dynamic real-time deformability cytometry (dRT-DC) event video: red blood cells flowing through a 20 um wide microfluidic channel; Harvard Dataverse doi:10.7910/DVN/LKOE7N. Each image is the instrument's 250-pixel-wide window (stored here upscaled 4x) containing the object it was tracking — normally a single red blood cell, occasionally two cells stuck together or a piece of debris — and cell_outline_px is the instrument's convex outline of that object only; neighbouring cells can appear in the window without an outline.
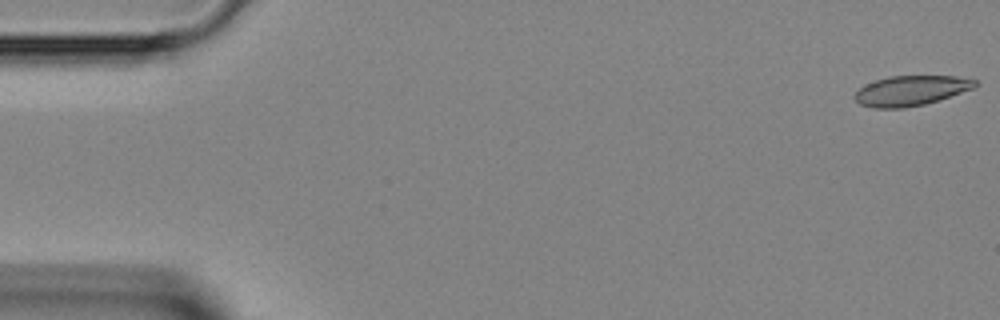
{"species": "Egyptian fruit bat (a non-hibernating species)", "species_latin": "Rousettus aegyptiacus", "temperature_condition": "room temperature", "stored_images_in_passage": 45, "camera_frame_rate_fps": 3000, "um_per_image_px": 0.085, "animal": {"sex": "female"}, "frame": {"image": 1, "passage_image": 1, "time_ms": 0.0, "image_size_px": [1000, 320], "cell_outline_px": [[980, 84], [972, 88], [924, 104], [904, 108], [872, 108], [860, 104], [852, 96], [860, 88], [876, 80], [888, 76], [956, 76], [976, 80]], "centroid_in_image_um": [77.39, 7.7], "position_along_channel_um": 7.6, "area_um2": 20.75}}
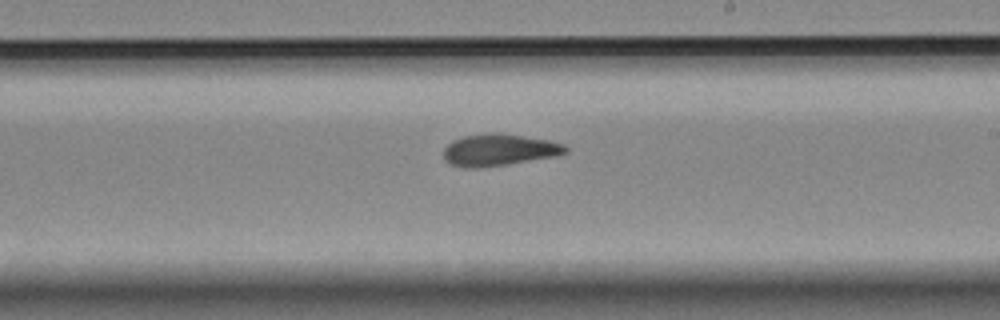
{"frame": {"image": 2, "passage_image": 26, "time_ms": 8.333, "image_size_px": [1000, 320], "cell_outline_px": [[568, 152], [556, 156], [508, 164], [480, 168], [464, 168], [448, 164], [444, 160], [444, 148], [452, 140], [464, 136], [488, 132], [496, 132], [552, 140], [564, 144], [568, 148]], "centroid_in_image_um": [42.41, 12.74], "position_along_channel_um": 246.6, "area_um2": 23.0}}
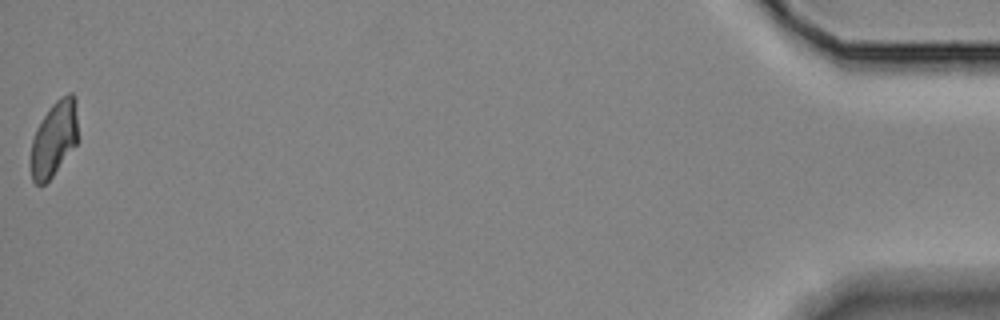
{"frame": {"image": 3, "passage_image": 45, "time_ms": 14.667, "image_size_px": [1000, 320], "cell_outline_px": [[76, 144], [52, 176], [44, 184], [36, 184], [32, 180], [28, 160], [32, 140], [36, 128], [48, 108], [60, 96], [68, 92], [72, 92], [76, 96]], "centroid_in_image_um": [4.54, 11.78], "position_along_channel_um": 430.7, "area_um2": 20.87}}